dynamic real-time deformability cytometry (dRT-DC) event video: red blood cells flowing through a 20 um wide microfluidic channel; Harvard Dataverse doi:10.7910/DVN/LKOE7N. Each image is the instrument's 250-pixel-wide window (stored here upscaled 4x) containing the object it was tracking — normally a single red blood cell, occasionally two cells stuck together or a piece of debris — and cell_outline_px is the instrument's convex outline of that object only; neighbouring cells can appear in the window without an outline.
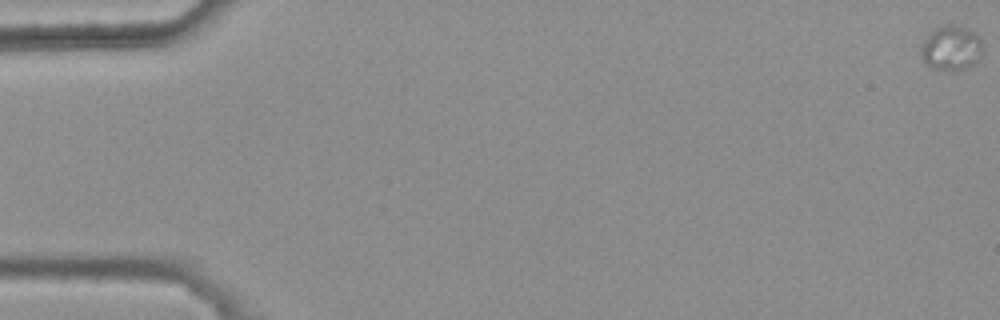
{"species": "common noctule bat (a hibernating species)", "species_latin": "Nyctalus noctula", "temperature_condition": "warm", "stored_images_in_passage": 6, "camera_frame_rate_fps": 3000, "um_per_image_px": 0.085, "animal": {"sex": "female", "body_mass_g": 25.1}, "frame": {"image": 1, "passage_image": 1, "time_ms": 0.0, "image_size_px": [1000, 320], "cell_outline_px": [[980, 56], [972, 64], [964, 68], [952, 72], [932, 68], [920, 56], [920, 48], [924, 40], [932, 28], [940, 24], [952, 24], [964, 28], [980, 36]], "centroid_in_image_um": [80.78, 4.07], "position_along_channel_um": 4.2, "area_um2": 16.07}}